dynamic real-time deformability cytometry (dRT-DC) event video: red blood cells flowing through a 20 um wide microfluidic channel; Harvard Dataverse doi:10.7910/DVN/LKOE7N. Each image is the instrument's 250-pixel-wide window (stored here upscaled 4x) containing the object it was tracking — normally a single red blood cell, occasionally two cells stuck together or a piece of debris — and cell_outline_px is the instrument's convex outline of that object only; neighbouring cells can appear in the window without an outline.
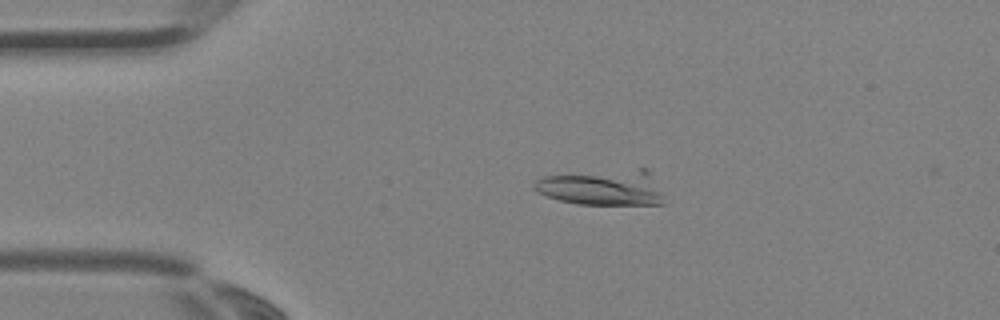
{"species": "Egyptian fruit bat (a non-hibernating species)", "species_latin": "Rousettus aegyptiacus", "temperature_condition": "room temperature", "stored_images_in_passage": 3, "camera_frame_rate_fps": 3000, "um_per_image_px": 0.085, "animal": {"sex": "female"}, "frame": {"image": 1, "passage_image": 3, "time_ms": 0.667, "image_size_px": [1000, 320], "cell_outline_px": [[664, 204], [576, 204], [560, 200], [536, 192], [532, 188], [532, 184], [536, 180], [544, 176], [640, 168], [648, 168]], "centroid_in_image_um": [51.15, 15.94], "position_along_channel_um": 33.8, "area_um2": 26.47}}